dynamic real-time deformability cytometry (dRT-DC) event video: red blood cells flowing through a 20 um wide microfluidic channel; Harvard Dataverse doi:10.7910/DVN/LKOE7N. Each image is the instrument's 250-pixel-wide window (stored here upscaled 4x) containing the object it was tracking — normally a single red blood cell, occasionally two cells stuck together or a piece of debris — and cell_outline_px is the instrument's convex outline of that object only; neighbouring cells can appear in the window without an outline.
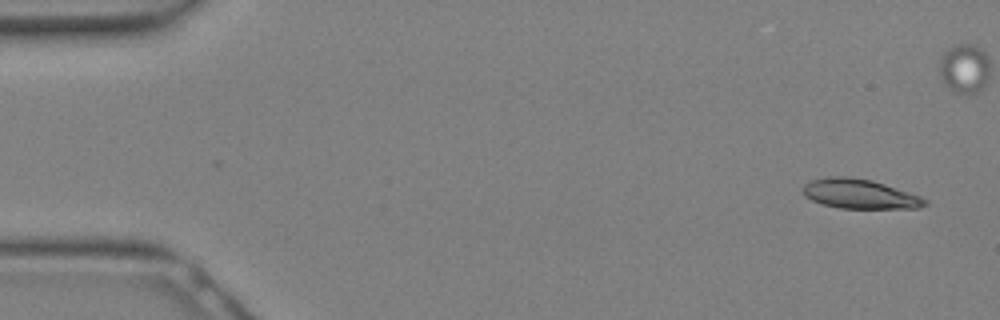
{"species": "Egyptian fruit bat (a non-hibernating species)", "species_latin": "Rousettus aegyptiacus", "temperature_condition": "warm", "stored_images_in_passage": 16, "camera_frame_rate_fps": 3000, "um_per_image_px": 0.085, "animal": {"sex": "female"}, "frame": {"image": 1, "passage_image": 1, "time_ms": 0.0, "image_size_px": [1000, 320], "cell_outline_px": [[928, 204], [920, 208], [840, 208], [824, 204], [812, 200], [804, 196], [800, 188], [804, 184], [812, 180], [828, 176], [844, 176], [872, 180], [920, 196], [928, 200]], "centroid_in_image_um": [73.05, 16.48], "position_along_channel_um": 12.0, "area_um2": 20.98}}
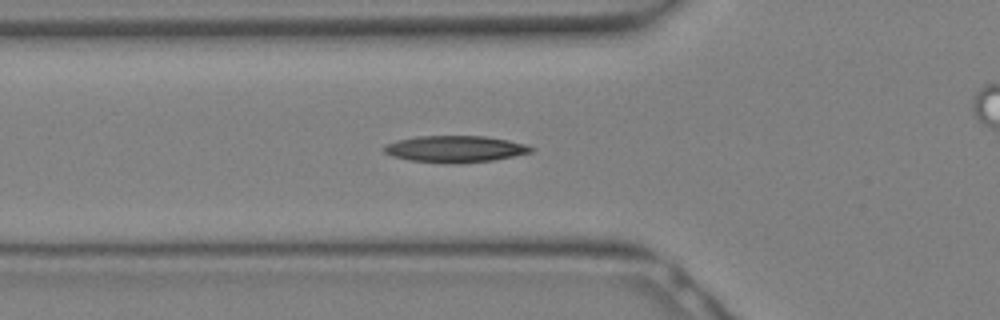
{"frame": {"image": 2, "passage_image": 10, "time_ms": 3.0, "image_size_px": [1000, 320], "cell_outline_px": [[536, 148], [532, 152], [492, 160], [408, 160], [392, 156], [384, 152], [384, 144], [396, 140], [420, 136], [484, 136], [508, 140], [524, 144]], "centroid_in_image_um": [38.67, 12.6], "position_along_channel_um": 87.1, "area_um2": 21.56}}
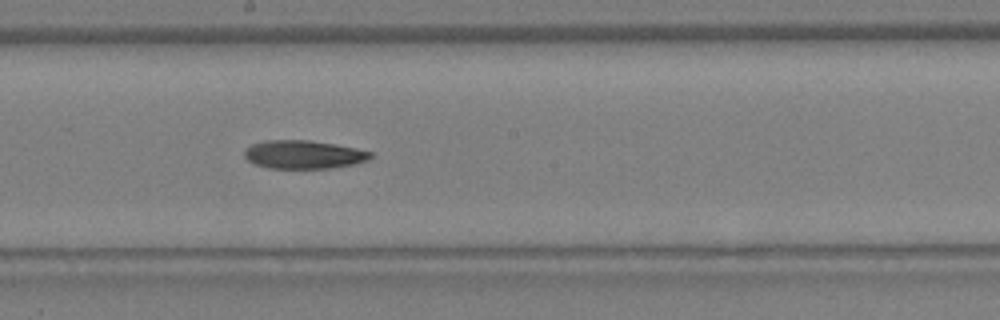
{"frame": {"image": 3, "passage_image": 16, "time_ms": 5.0, "image_size_px": [1000, 320], "cell_outline_px": [[372, 156], [368, 160], [352, 164], [328, 168], [268, 168], [256, 164], [248, 160], [244, 156], [244, 148], [252, 144], [264, 140], [308, 140], [336, 144], [356, 148], [372, 152]], "centroid_in_image_um": [25.78, 13.12], "position_along_channel_um": 222.4, "area_um2": 20.81}}